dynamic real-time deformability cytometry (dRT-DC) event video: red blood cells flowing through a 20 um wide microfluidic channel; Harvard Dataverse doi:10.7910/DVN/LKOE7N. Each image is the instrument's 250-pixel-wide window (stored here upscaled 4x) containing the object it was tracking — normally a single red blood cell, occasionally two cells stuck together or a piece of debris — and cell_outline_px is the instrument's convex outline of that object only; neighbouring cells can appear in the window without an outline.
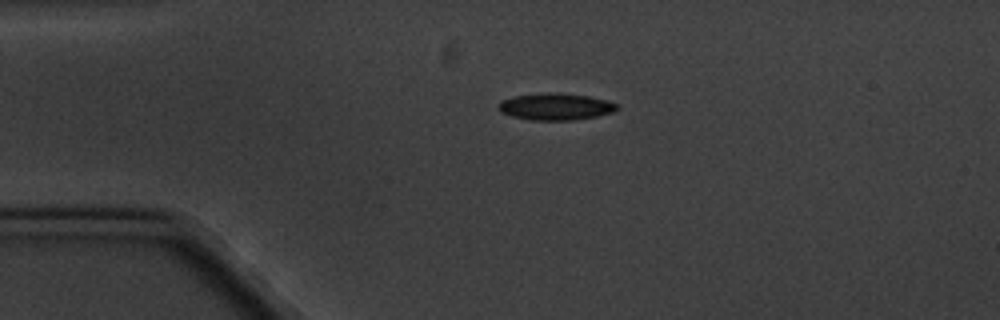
{"species": "common noctule bat (a hibernating species)", "species_latin": "Nyctalus noctula", "temperature_condition": "cold", "stored_images_in_passage": 2, "camera_frame_rate_fps": 3000, "um_per_image_px": 0.085, "animal": {"sex": "male", "body_mass_g": 20.1, "forearm_length_mm": 53.5}, "frame": {"image": 1, "passage_image": 1, "time_ms": 0.0, "image_size_px": [1000, 320], "cell_outline_px": [[616, 112], [576, 120], [532, 120], [512, 116], [500, 112], [496, 104], [500, 100], [516, 96], [544, 92], [560, 92], [588, 96], [604, 100], [616, 104]], "centroid_in_image_um": [47.18, 9.06], "position_along_channel_um": 37.8, "area_um2": 18.61}}